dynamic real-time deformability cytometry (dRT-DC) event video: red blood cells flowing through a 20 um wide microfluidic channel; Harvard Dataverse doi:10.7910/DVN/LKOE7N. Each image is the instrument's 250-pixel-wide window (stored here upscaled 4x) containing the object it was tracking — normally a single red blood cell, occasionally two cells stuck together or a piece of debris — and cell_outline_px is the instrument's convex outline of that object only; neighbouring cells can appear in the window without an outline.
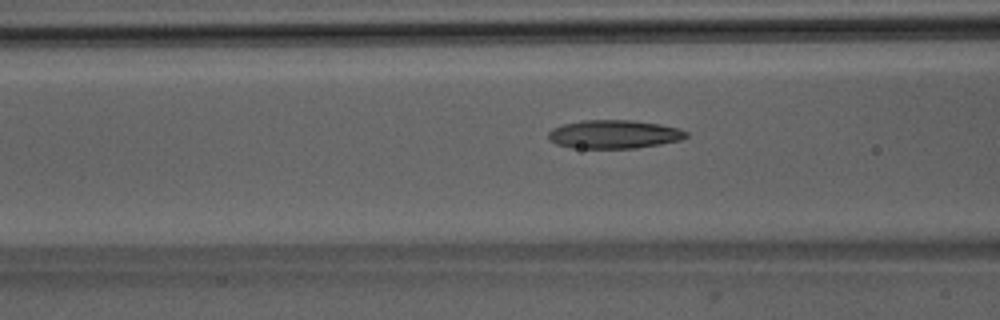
{"species": "Egyptian fruit bat (a non-hibernating species)", "species_latin": "Rousettus aegyptiacus", "temperature_condition": "room temperature", "stored_images_in_passage": 36, "camera_frame_rate_fps": 3000, "um_per_image_px": 0.085, "animal": {"sex": "male"}, "frame": {"image": 1, "passage_image": 11, "time_ms": 3.333, "image_size_px": [1000, 320], "cell_outline_px": [[688, 136], [680, 140], [660, 144], [636, 148], [572, 148], [556, 144], [548, 140], [548, 132], [552, 128], [564, 124], [584, 120], [632, 120], [660, 124], [680, 128], [688, 132]], "centroid_in_image_um": [52.19, 11.41], "position_along_channel_um": 114.4, "area_um2": 23.0}}
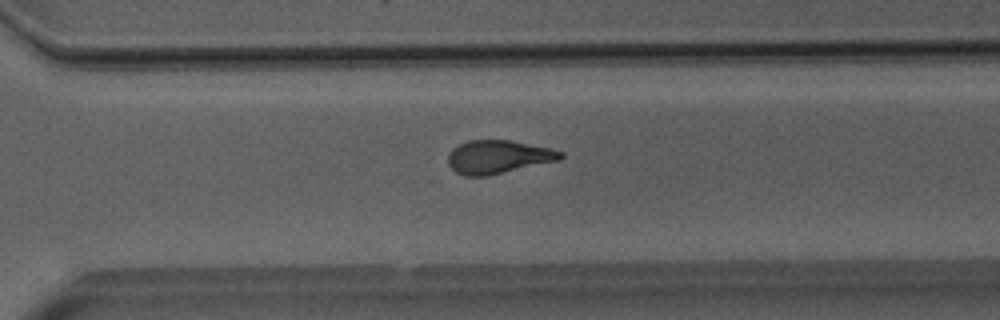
{"frame": {"image": 2, "passage_image": 27, "time_ms": 8.667, "image_size_px": [1000, 320], "cell_outline_px": [[564, 156], [560, 160], [488, 176], [464, 176], [456, 172], [448, 164], [448, 156], [452, 148], [468, 140], [508, 140], [548, 148], [564, 152]], "centroid_in_image_um": [42.34, 13.35], "position_along_channel_um": 328.3, "area_um2": 21.79}}
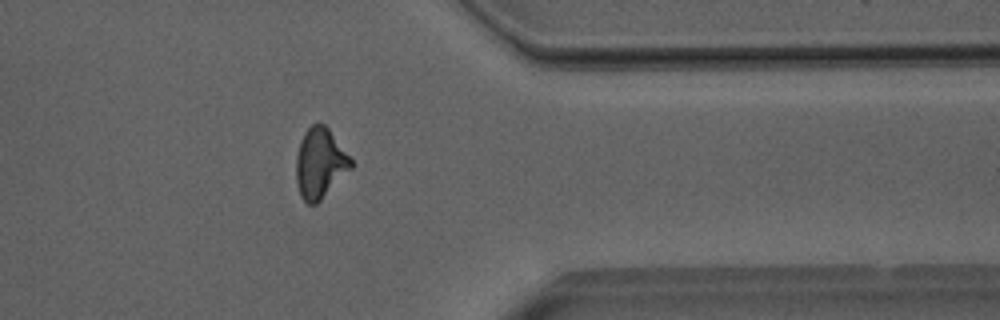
{"frame": {"image": 3, "passage_image": 32, "time_ms": 10.333, "image_size_px": [1000, 320], "cell_outline_px": [[352, 168], [316, 204], [308, 204], [300, 196], [296, 180], [296, 156], [300, 140], [304, 132], [312, 124], [324, 124], [328, 128], [352, 160]], "centroid_in_image_um": [27.18, 13.88], "position_along_channel_um": 384.2, "area_um2": 22.2}}